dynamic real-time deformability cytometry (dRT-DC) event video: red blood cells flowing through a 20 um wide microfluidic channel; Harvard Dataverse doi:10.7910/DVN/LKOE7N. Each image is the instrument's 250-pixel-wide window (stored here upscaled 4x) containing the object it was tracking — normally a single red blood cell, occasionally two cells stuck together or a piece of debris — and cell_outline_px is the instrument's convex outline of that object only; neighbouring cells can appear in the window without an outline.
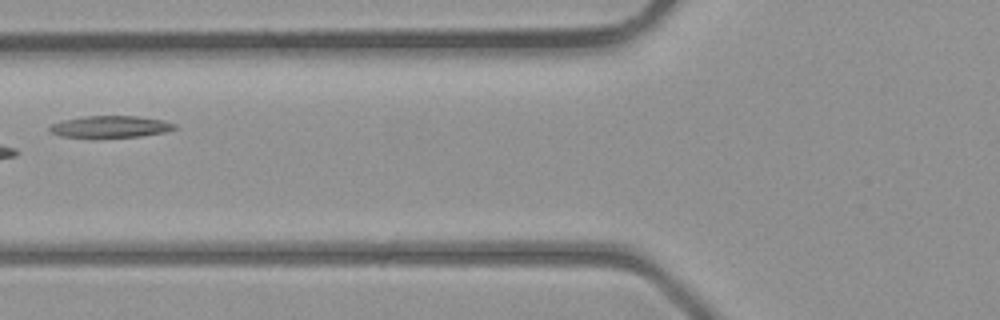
{"species": "common noctule bat (a hibernating species)", "species_latin": "Nyctalus noctula", "temperature_condition": "room temperature", "stored_images_in_passage": 4, "camera_frame_rate_fps": 3000, "um_per_image_px": 0.085, "animal": {"sex": "male", "body_mass_g": 23.1, "forearm_length_mm": 52.7}, "frame": {"image": 1, "passage_image": 4, "time_ms": 3.667, "image_size_px": [1000, 320], "cell_outline_px": [[180, 128], [164, 132], [140, 136], [60, 136], [52, 132], [48, 128], [52, 124], [64, 120], [84, 116], [136, 116], [164, 120], [176, 124]], "centroid_in_image_um": [9.46, 10.74], "position_along_channel_um": 116.3, "area_um2": 15.43}}